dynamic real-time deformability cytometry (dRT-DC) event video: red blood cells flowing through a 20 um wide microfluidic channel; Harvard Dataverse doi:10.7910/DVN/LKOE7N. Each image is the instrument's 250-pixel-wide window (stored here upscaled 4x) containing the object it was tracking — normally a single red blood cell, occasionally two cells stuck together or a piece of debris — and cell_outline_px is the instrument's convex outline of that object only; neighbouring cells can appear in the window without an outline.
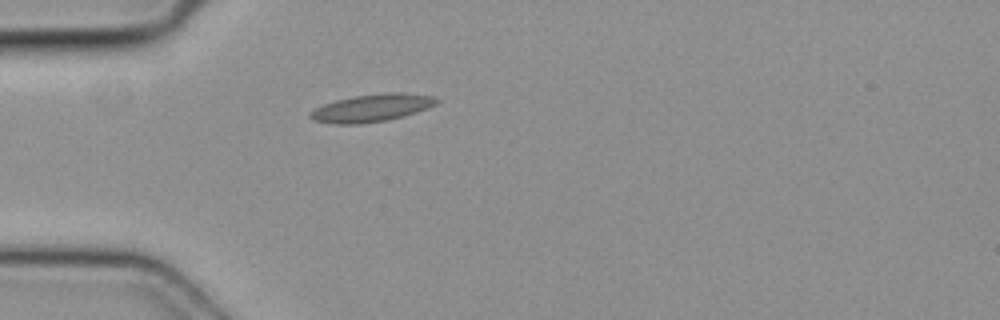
{"species": "common noctule bat (a hibernating species)", "species_latin": "Nyctalus noctula", "temperature_condition": "cold", "stored_images_in_passage": 4, "camera_frame_rate_fps": 3000, "um_per_image_px": 0.085, "animal": {"sex": "female", "body_mass_g": 19.3, "forearm_length_mm": 54.1}, "frame": {"image": 1, "passage_image": 4, "time_ms": 1.0, "image_size_px": [1000, 320], "cell_outline_px": [[440, 100], [436, 104], [428, 108], [416, 112], [388, 120], [360, 124], [332, 124], [312, 120], [308, 116], [308, 112], [324, 104], [336, 100], [352, 96], [384, 92], [404, 92], [436, 96]], "centroid_in_image_um": [31.61, 9.16], "position_along_channel_um": 53.4, "area_um2": 20.63}}